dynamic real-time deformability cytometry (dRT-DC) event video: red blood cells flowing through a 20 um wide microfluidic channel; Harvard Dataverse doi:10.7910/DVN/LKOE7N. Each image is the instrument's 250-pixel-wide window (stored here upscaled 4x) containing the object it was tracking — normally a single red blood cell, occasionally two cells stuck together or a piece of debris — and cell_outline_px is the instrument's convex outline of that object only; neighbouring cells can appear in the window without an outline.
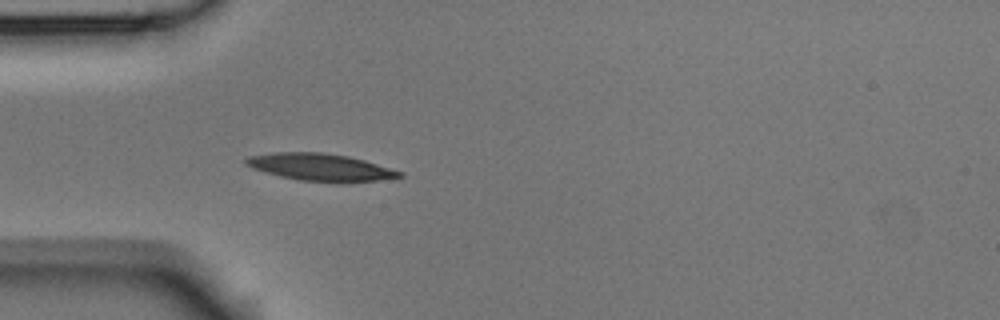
{"species": "Egyptian fruit bat (a non-hibernating species)", "species_latin": "Rousettus aegyptiacus", "temperature_condition": "room temperature", "stored_images_in_passage": 2, "camera_frame_rate_fps": 3000, "um_per_image_px": 0.085, "animal": {"sex": "male"}, "frame": {"image": 1, "passage_image": 2, "time_ms": 0.333, "image_size_px": [1000, 320], "cell_outline_px": [[404, 176], [348, 184], [340, 184], [300, 180], [280, 176], [252, 168], [244, 164], [244, 160], [248, 156], [272, 152], [320, 152], [348, 156], [364, 160], [404, 172]], "centroid_in_image_um": [27.25, 14.23], "position_along_channel_um": 57.8, "area_um2": 24.8}}